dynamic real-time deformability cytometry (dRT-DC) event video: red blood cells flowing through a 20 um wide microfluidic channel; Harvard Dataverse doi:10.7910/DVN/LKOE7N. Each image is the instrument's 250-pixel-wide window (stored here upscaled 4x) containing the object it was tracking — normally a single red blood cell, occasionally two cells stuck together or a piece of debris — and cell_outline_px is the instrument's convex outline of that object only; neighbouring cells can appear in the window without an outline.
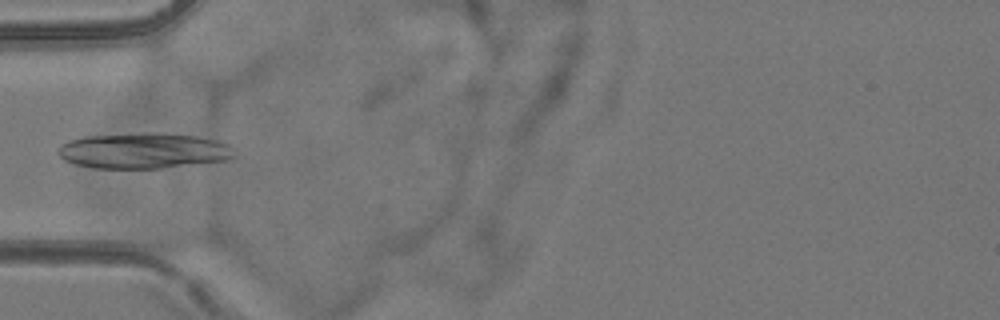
{"species": "common noctule bat (a hibernating species)", "species_latin": "Nyctalus noctula", "temperature_condition": "room temperature", "stored_images_in_passage": 6, "camera_frame_rate_fps": 3000, "um_per_image_px": 0.085, "animal": {"sex": "female", "body_mass_g": 24.6, "forearm_length_mm": 56.2}, "frame": {"image": 1, "passage_image": 6, "time_ms": 5.667, "image_size_px": [1000, 320], "cell_outline_px": [[236, 156], [228, 160], [160, 168], [92, 168], [76, 164], [64, 160], [56, 152], [60, 144], [68, 140], [84, 136], [148, 132], [156, 132], [196, 136], [220, 140], [228, 144]], "centroid_in_image_um": [12.18, 12.8], "position_along_channel_um": 72.8, "area_um2": 36.93}}